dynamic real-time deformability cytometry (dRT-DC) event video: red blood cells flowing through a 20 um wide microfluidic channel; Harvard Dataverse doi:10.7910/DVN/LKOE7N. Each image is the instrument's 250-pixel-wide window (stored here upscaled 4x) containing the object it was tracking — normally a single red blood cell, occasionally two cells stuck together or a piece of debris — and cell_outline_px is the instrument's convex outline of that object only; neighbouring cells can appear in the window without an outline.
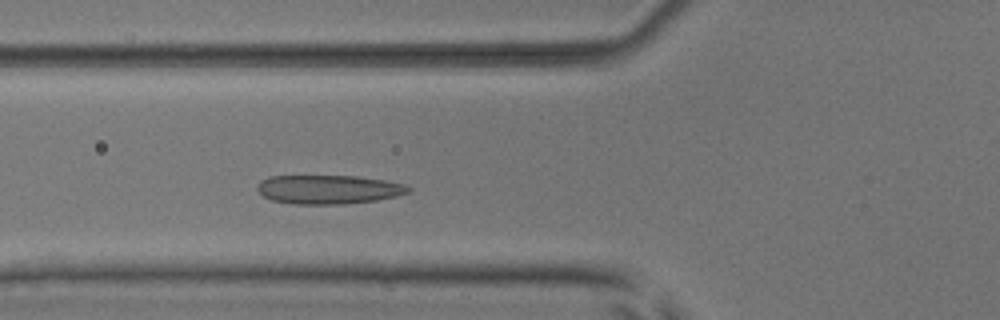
{"species": "common noctule bat (a hibernating species)", "species_latin": "Nyctalus noctula", "temperature_condition": "room temperature", "stored_images_in_passage": 47, "camera_frame_rate_fps": 3000, "um_per_image_px": 0.085, "animal": {"sex": "male", "body_mass_g": 17.9, "forearm_length_mm": 54.2}, "frame": {"image": 1, "passage_image": 14, "time_ms": 4.333, "image_size_px": [1000, 320], "cell_outline_px": [[412, 188], [408, 192], [396, 196], [376, 200], [344, 204], [296, 204], [272, 200], [264, 196], [256, 188], [256, 184], [260, 180], [268, 176], [356, 176], [384, 180], [404, 184]], "centroid_in_image_um": [27.89, 16.1], "position_along_channel_um": 97.9, "area_um2": 25.43}}
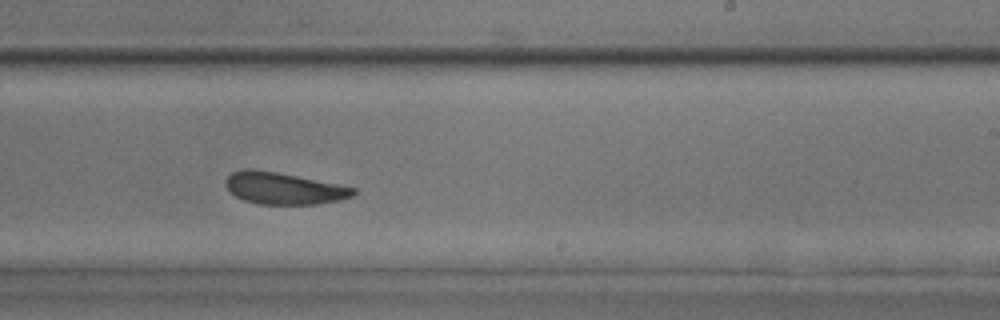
{"frame": {"image": 2, "passage_image": 27, "time_ms": 8.667, "image_size_px": [1000, 320], "cell_outline_px": [[356, 192], [352, 196], [340, 200], [320, 204], [256, 204], [244, 200], [236, 196], [224, 184], [224, 180], [232, 172], [244, 168], [248, 168], [276, 172], [356, 188]], "centroid_in_image_um": [24.09, 16.01], "position_along_channel_um": 264.9, "area_um2": 23.52}}
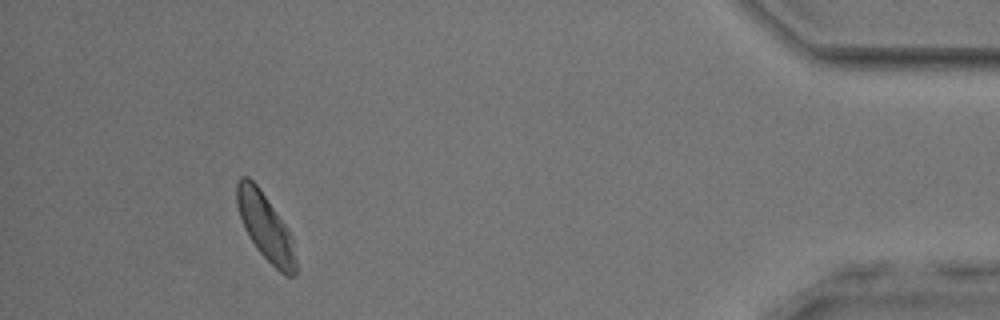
{"frame": {"image": 3, "passage_image": 43, "time_ms": 14.0, "image_size_px": [1000, 320], "cell_outline_px": [[296, 276], [284, 276], [256, 248], [244, 228], [236, 204], [236, 184], [240, 176], [248, 176], [260, 188], [288, 228], [292, 236], [296, 260]], "centroid_in_image_um": [22.57, 19.27], "position_along_channel_um": 412.6, "area_um2": 22.95}, "authors_computed_cell_mechanics": {"area_um2": 24.1026, "velocity_mm_per_s": 3.8729, "shape_relaxation_time_tau1_ms": 2.6619, "shape_relaxation_time_tau2_ms": 1.5803, "deformation_change_tau1": 0.0921, "deformation_change_tau2": 0.0721}}